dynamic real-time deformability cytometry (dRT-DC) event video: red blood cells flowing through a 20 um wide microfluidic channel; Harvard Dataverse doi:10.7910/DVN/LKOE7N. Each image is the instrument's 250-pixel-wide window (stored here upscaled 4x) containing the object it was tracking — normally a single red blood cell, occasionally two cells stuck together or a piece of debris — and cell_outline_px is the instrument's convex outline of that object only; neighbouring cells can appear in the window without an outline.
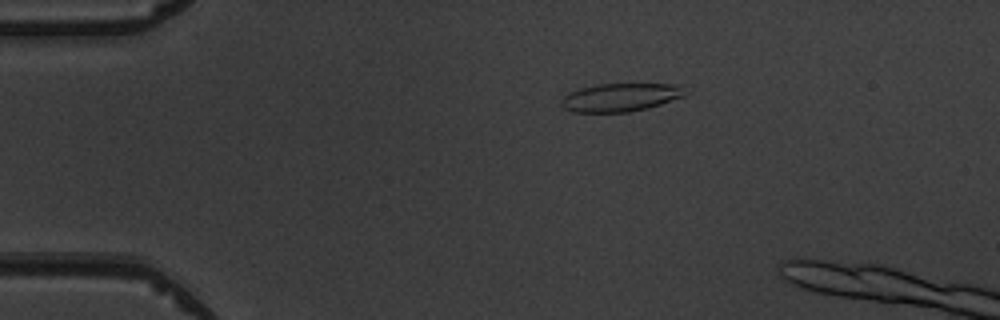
{"species": "common noctule bat (a hibernating species)", "species_latin": "Nyctalus noctula", "temperature_condition": "warm", "stored_images_in_passage": 5, "camera_frame_rate_fps": 3000, "um_per_image_px": 0.085, "animal": {"sex": "male", "body_mass_g": 19.5, "forearm_length_mm": 54.6}, "frame": {"image": 1, "passage_image": 3, "time_ms": 2.0, "image_size_px": [1000, 320], "cell_outline_px": [[688, 92], [684, 96], [648, 108], [628, 112], [572, 112], [564, 108], [560, 104], [560, 100], [568, 92], [580, 88], [596, 84], [680, 84]], "centroid_in_image_um": [52.73, 8.27], "position_along_channel_um": 32.3, "area_um2": 20.52}}